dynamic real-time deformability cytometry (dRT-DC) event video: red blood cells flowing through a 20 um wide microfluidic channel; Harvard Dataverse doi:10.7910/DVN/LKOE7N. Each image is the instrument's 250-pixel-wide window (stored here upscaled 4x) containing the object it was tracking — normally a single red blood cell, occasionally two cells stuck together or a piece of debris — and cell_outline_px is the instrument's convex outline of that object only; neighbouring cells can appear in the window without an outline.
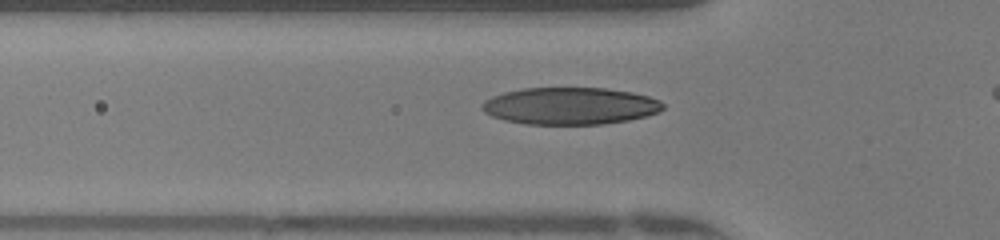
{"species": "human", "species_latin": "Homo sapiens", "temperature_condition": "warm", "stored_images_in_passage": 34, "camera_frame_rate_fps": 3000, "um_per_image_px": 0.085, "donor": {"sex": "female"}, "frame": {"image": 1, "passage_image": 7, "time_ms": 2.0, "image_size_px": [1000, 240], "cell_outline_px": [[664, 108], [656, 112], [644, 116], [628, 120], [600, 124], [524, 124], [504, 120], [492, 116], [484, 112], [480, 108], [480, 104], [484, 100], [492, 96], [504, 92], [524, 88], [604, 88], [632, 92], [648, 96], [660, 100], [664, 104]], "centroid_in_image_um": [48.41, 9.0], "position_along_channel_um": 77.4, "area_um2": 39.13}}
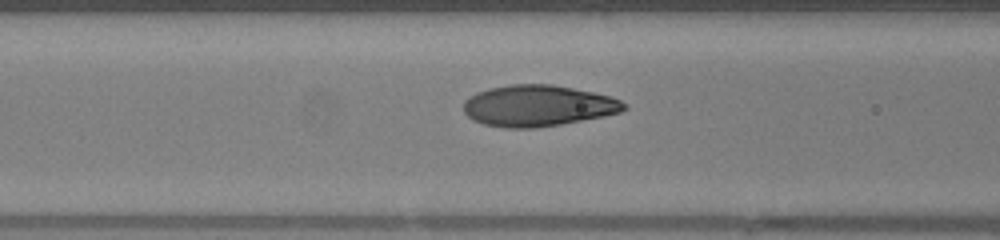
{"frame": {"image": 2, "passage_image": 10, "time_ms": 3.0, "image_size_px": [1000, 240], "cell_outline_px": [[628, 108], [620, 112], [604, 116], [560, 124], [536, 128], [504, 128], [484, 124], [472, 120], [464, 112], [464, 100], [468, 96], [476, 92], [488, 88], [512, 84], [552, 84], [592, 92], [608, 96], [620, 100]], "centroid_in_image_um": [45.67, 8.99], "position_along_channel_um": 120.9, "area_um2": 38.55}}
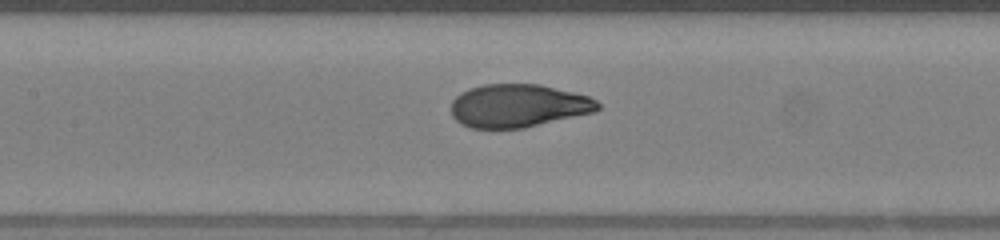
{"frame": {"image": 3, "passage_image": 13, "time_ms": 4.0, "image_size_px": [1000, 240], "cell_outline_px": [[600, 108], [596, 112], [524, 128], [472, 128], [460, 124], [452, 116], [452, 100], [460, 92], [468, 88], [484, 84], [540, 84], [588, 96], [596, 100], [600, 104]], "centroid_in_image_um": [44.05, 8.99], "position_along_channel_um": 163.4, "area_um2": 37.05}, "authors_computed_cell_mechanics": {"area_um2": 37.4544, "velocity_mm_per_s": 4.2402, "shape_relaxation_time_tau1_ms": 4.6686, "shape_relaxation_time_tau2_ms": null, "deformation_change_tau1": 0.2802, "deformation_change_tau2": null}}